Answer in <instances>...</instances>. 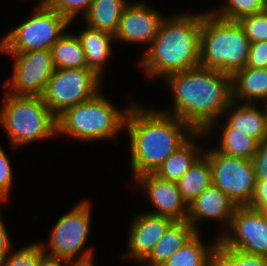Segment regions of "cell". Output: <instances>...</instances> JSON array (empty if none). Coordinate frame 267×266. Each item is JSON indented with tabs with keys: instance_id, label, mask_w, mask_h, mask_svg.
<instances>
[{
	"instance_id": "obj_36",
	"label": "cell",
	"mask_w": 267,
	"mask_h": 266,
	"mask_svg": "<svg viewBox=\"0 0 267 266\" xmlns=\"http://www.w3.org/2000/svg\"><path fill=\"white\" fill-rule=\"evenodd\" d=\"M249 207L267 212V180L256 181L255 193Z\"/></svg>"
},
{
	"instance_id": "obj_11",
	"label": "cell",
	"mask_w": 267,
	"mask_h": 266,
	"mask_svg": "<svg viewBox=\"0 0 267 266\" xmlns=\"http://www.w3.org/2000/svg\"><path fill=\"white\" fill-rule=\"evenodd\" d=\"M15 59L11 81L4 83L14 95L42 96L55 70L50 50L5 52ZM11 89V90H10Z\"/></svg>"
},
{
	"instance_id": "obj_20",
	"label": "cell",
	"mask_w": 267,
	"mask_h": 266,
	"mask_svg": "<svg viewBox=\"0 0 267 266\" xmlns=\"http://www.w3.org/2000/svg\"><path fill=\"white\" fill-rule=\"evenodd\" d=\"M204 134L196 132L184 145L169 155L153 174L160 179L177 182L203 155L192 139Z\"/></svg>"
},
{
	"instance_id": "obj_27",
	"label": "cell",
	"mask_w": 267,
	"mask_h": 266,
	"mask_svg": "<svg viewBox=\"0 0 267 266\" xmlns=\"http://www.w3.org/2000/svg\"><path fill=\"white\" fill-rule=\"evenodd\" d=\"M210 266H267V258L224 247L217 239L210 257Z\"/></svg>"
},
{
	"instance_id": "obj_12",
	"label": "cell",
	"mask_w": 267,
	"mask_h": 266,
	"mask_svg": "<svg viewBox=\"0 0 267 266\" xmlns=\"http://www.w3.org/2000/svg\"><path fill=\"white\" fill-rule=\"evenodd\" d=\"M91 208L87 201L78 203L59 218L52 230L49 255L72 260L85 247L89 236Z\"/></svg>"
},
{
	"instance_id": "obj_4",
	"label": "cell",
	"mask_w": 267,
	"mask_h": 266,
	"mask_svg": "<svg viewBox=\"0 0 267 266\" xmlns=\"http://www.w3.org/2000/svg\"><path fill=\"white\" fill-rule=\"evenodd\" d=\"M250 42L238 21L203 13L199 66L233 75L246 66Z\"/></svg>"
},
{
	"instance_id": "obj_5",
	"label": "cell",
	"mask_w": 267,
	"mask_h": 266,
	"mask_svg": "<svg viewBox=\"0 0 267 266\" xmlns=\"http://www.w3.org/2000/svg\"><path fill=\"white\" fill-rule=\"evenodd\" d=\"M0 123L14 148L57 135V121L42 96L5 93Z\"/></svg>"
},
{
	"instance_id": "obj_9",
	"label": "cell",
	"mask_w": 267,
	"mask_h": 266,
	"mask_svg": "<svg viewBox=\"0 0 267 266\" xmlns=\"http://www.w3.org/2000/svg\"><path fill=\"white\" fill-rule=\"evenodd\" d=\"M212 170V184L225 193L236 206H249L255 193L252 160L230 156L216 150L203 154Z\"/></svg>"
},
{
	"instance_id": "obj_39",
	"label": "cell",
	"mask_w": 267,
	"mask_h": 266,
	"mask_svg": "<svg viewBox=\"0 0 267 266\" xmlns=\"http://www.w3.org/2000/svg\"><path fill=\"white\" fill-rule=\"evenodd\" d=\"M262 5L267 9V0H259Z\"/></svg>"
},
{
	"instance_id": "obj_25",
	"label": "cell",
	"mask_w": 267,
	"mask_h": 266,
	"mask_svg": "<svg viewBox=\"0 0 267 266\" xmlns=\"http://www.w3.org/2000/svg\"><path fill=\"white\" fill-rule=\"evenodd\" d=\"M197 232L180 249L176 250L162 266H210V257L216 245L207 247Z\"/></svg>"
},
{
	"instance_id": "obj_22",
	"label": "cell",
	"mask_w": 267,
	"mask_h": 266,
	"mask_svg": "<svg viewBox=\"0 0 267 266\" xmlns=\"http://www.w3.org/2000/svg\"><path fill=\"white\" fill-rule=\"evenodd\" d=\"M128 4L125 0H94L84 16L86 24L115 36L123 10Z\"/></svg>"
},
{
	"instance_id": "obj_17",
	"label": "cell",
	"mask_w": 267,
	"mask_h": 266,
	"mask_svg": "<svg viewBox=\"0 0 267 266\" xmlns=\"http://www.w3.org/2000/svg\"><path fill=\"white\" fill-rule=\"evenodd\" d=\"M197 231L187 221H174L143 260L146 266H162L171 255L180 249Z\"/></svg>"
},
{
	"instance_id": "obj_19",
	"label": "cell",
	"mask_w": 267,
	"mask_h": 266,
	"mask_svg": "<svg viewBox=\"0 0 267 266\" xmlns=\"http://www.w3.org/2000/svg\"><path fill=\"white\" fill-rule=\"evenodd\" d=\"M235 101H232L224 114L231 111L228 115L227 123L248 136L255 138L259 143L267 139V120L265 112L255 107L253 103H241L238 107H234ZM236 108V109H235ZM230 109V110H229ZM229 110V111H228Z\"/></svg>"
},
{
	"instance_id": "obj_40",
	"label": "cell",
	"mask_w": 267,
	"mask_h": 266,
	"mask_svg": "<svg viewBox=\"0 0 267 266\" xmlns=\"http://www.w3.org/2000/svg\"><path fill=\"white\" fill-rule=\"evenodd\" d=\"M51 0H42L40 4H45L47 5Z\"/></svg>"
},
{
	"instance_id": "obj_28",
	"label": "cell",
	"mask_w": 267,
	"mask_h": 266,
	"mask_svg": "<svg viewBox=\"0 0 267 266\" xmlns=\"http://www.w3.org/2000/svg\"><path fill=\"white\" fill-rule=\"evenodd\" d=\"M265 9L259 0H228L227 5L220 8V11L211 13L224 20L238 21L244 16L260 13Z\"/></svg>"
},
{
	"instance_id": "obj_29",
	"label": "cell",
	"mask_w": 267,
	"mask_h": 266,
	"mask_svg": "<svg viewBox=\"0 0 267 266\" xmlns=\"http://www.w3.org/2000/svg\"><path fill=\"white\" fill-rule=\"evenodd\" d=\"M46 248L44 244L33 243L11 252L4 258L0 266H38L39 260Z\"/></svg>"
},
{
	"instance_id": "obj_35",
	"label": "cell",
	"mask_w": 267,
	"mask_h": 266,
	"mask_svg": "<svg viewBox=\"0 0 267 266\" xmlns=\"http://www.w3.org/2000/svg\"><path fill=\"white\" fill-rule=\"evenodd\" d=\"M247 67L267 68V41L250 43Z\"/></svg>"
},
{
	"instance_id": "obj_2",
	"label": "cell",
	"mask_w": 267,
	"mask_h": 266,
	"mask_svg": "<svg viewBox=\"0 0 267 266\" xmlns=\"http://www.w3.org/2000/svg\"><path fill=\"white\" fill-rule=\"evenodd\" d=\"M126 126L135 178L154 173L169 155L196 133L189 124L169 112L144 109L139 104L129 105Z\"/></svg>"
},
{
	"instance_id": "obj_14",
	"label": "cell",
	"mask_w": 267,
	"mask_h": 266,
	"mask_svg": "<svg viewBox=\"0 0 267 266\" xmlns=\"http://www.w3.org/2000/svg\"><path fill=\"white\" fill-rule=\"evenodd\" d=\"M139 186L149 193V199L156 210L147 213L164 216L173 221H185L188 206L183 201L177 182L160 179L153 173L136 177Z\"/></svg>"
},
{
	"instance_id": "obj_13",
	"label": "cell",
	"mask_w": 267,
	"mask_h": 266,
	"mask_svg": "<svg viewBox=\"0 0 267 266\" xmlns=\"http://www.w3.org/2000/svg\"><path fill=\"white\" fill-rule=\"evenodd\" d=\"M163 15L144 3H130L123 10L114 38L123 42L150 44L156 38Z\"/></svg>"
},
{
	"instance_id": "obj_38",
	"label": "cell",
	"mask_w": 267,
	"mask_h": 266,
	"mask_svg": "<svg viewBox=\"0 0 267 266\" xmlns=\"http://www.w3.org/2000/svg\"><path fill=\"white\" fill-rule=\"evenodd\" d=\"M72 266H94L93 262H87V263H74Z\"/></svg>"
},
{
	"instance_id": "obj_6",
	"label": "cell",
	"mask_w": 267,
	"mask_h": 266,
	"mask_svg": "<svg viewBox=\"0 0 267 266\" xmlns=\"http://www.w3.org/2000/svg\"><path fill=\"white\" fill-rule=\"evenodd\" d=\"M125 109L119 111L99 92L92 99L68 108L56 118L57 135L67 134L82 141L114 138L125 127L129 107Z\"/></svg>"
},
{
	"instance_id": "obj_32",
	"label": "cell",
	"mask_w": 267,
	"mask_h": 266,
	"mask_svg": "<svg viewBox=\"0 0 267 266\" xmlns=\"http://www.w3.org/2000/svg\"><path fill=\"white\" fill-rule=\"evenodd\" d=\"M12 166L10 161L0 147V200L6 201L12 186Z\"/></svg>"
},
{
	"instance_id": "obj_30",
	"label": "cell",
	"mask_w": 267,
	"mask_h": 266,
	"mask_svg": "<svg viewBox=\"0 0 267 266\" xmlns=\"http://www.w3.org/2000/svg\"><path fill=\"white\" fill-rule=\"evenodd\" d=\"M250 43L267 41V9L238 20Z\"/></svg>"
},
{
	"instance_id": "obj_1",
	"label": "cell",
	"mask_w": 267,
	"mask_h": 266,
	"mask_svg": "<svg viewBox=\"0 0 267 266\" xmlns=\"http://www.w3.org/2000/svg\"><path fill=\"white\" fill-rule=\"evenodd\" d=\"M165 79L174 96L172 115L196 132L208 134L233 101L231 75L217 70L198 66L170 74Z\"/></svg>"
},
{
	"instance_id": "obj_33",
	"label": "cell",
	"mask_w": 267,
	"mask_h": 266,
	"mask_svg": "<svg viewBox=\"0 0 267 266\" xmlns=\"http://www.w3.org/2000/svg\"><path fill=\"white\" fill-rule=\"evenodd\" d=\"M81 254L76 261H73L67 258L52 256L44 252L39 260L38 266H65L64 264H67V266H72L74 263L93 262V255H92L93 253L91 249H86Z\"/></svg>"
},
{
	"instance_id": "obj_3",
	"label": "cell",
	"mask_w": 267,
	"mask_h": 266,
	"mask_svg": "<svg viewBox=\"0 0 267 266\" xmlns=\"http://www.w3.org/2000/svg\"><path fill=\"white\" fill-rule=\"evenodd\" d=\"M203 13L181 14L162 20L156 38L141 57L150 77H166L199 66Z\"/></svg>"
},
{
	"instance_id": "obj_24",
	"label": "cell",
	"mask_w": 267,
	"mask_h": 266,
	"mask_svg": "<svg viewBox=\"0 0 267 266\" xmlns=\"http://www.w3.org/2000/svg\"><path fill=\"white\" fill-rule=\"evenodd\" d=\"M55 69L88 68L79 38L64 33L50 49Z\"/></svg>"
},
{
	"instance_id": "obj_23",
	"label": "cell",
	"mask_w": 267,
	"mask_h": 266,
	"mask_svg": "<svg viewBox=\"0 0 267 266\" xmlns=\"http://www.w3.org/2000/svg\"><path fill=\"white\" fill-rule=\"evenodd\" d=\"M211 184V165L204 155L177 181L181 197L187 206Z\"/></svg>"
},
{
	"instance_id": "obj_15",
	"label": "cell",
	"mask_w": 267,
	"mask_h": 266,
	"mask_svg": "<svg viewBox=\"0 0 267 266\" xmlns=\"http://www.w3.org/2000/svg\"><path fill=\"white\" fill-rule=\"evenodd\" d=\"M174 221L168 217L150 213L139 214L132 223L128 239L129 251L122 258H134L142 262L153 250L165 231Z\"/></svg>"
},
{
	"instance_id": "obj_7",
	"label": "cell",
	"mask_w": 267,
	"mask_h": 266,
	"mask_svg": "<svg viewBox=\"0 0 267 266\" xmlns=\"http://www.w3.org/2000/svg\"><path fill=\"white\" fill-rule=\"evenodd\" d=\"M34 14L0 42V52L50 50L71 23L48 5L38 4Z\"/></svg>"
},
{
	"instance_id": "obj_16",
	"label": "cell",
	"mask_w": 267,
	"mask_h": 266,
	"mask_svg": "<svg viewBox=\"0 0 267 266\" xmlns=\"http://www.w3.org/2000/svg\"><path fill=\"white\" fill-rule=\"evenodd\" d=\"M236 207L225 193L211 184L188 205L187 221L197 232V221L202 219L225 221L229 226Z\"/></svg>"
},
{
	"instance_id": "obj_18",
	"label": "cell",
	"mask_w": 267,
	"mask_h": 266,
	"mask_svg": "<svg viewBox=\"0 0 267 266\" xmlns=\"http://www.w3.org/2000/svg\"><path fill=\"white\" fill-rule=\"evenodd\" d=\"M232 100L252 103L255 99H267V68L245 66L232 76ZM248 101V102H246Z\"/></svg>"
},
{
	"instance_id": "obj_31",
	"label": "cell",
	"mask_w": 267,
	"mask_h": 266,
	"mask_svg": "<svg viewBox=\"0 0 267 266\" xmlns=\"http://www.w3.org/2000/svg\"><path fill=\"white\" fill-rule=\"evenodd\" d=\"M93 1L94 0H51L47 5L58 11L71 22L80 11H84L83 14L85 15Z\"/></svg>"
},
{
	"instance_id": "obj_41",
	"label": "cell",
	"mask_w": 267,
	"mask_h": 266,
	"mask_svg": "<svg viewBox=\"0 0 267 266\" xmlns=\"http://www.w3.org/2000/svg\"><path fill=\"white\" fill-rule=\"evenodd\" d=\"M266 107H267V99H266ZM264 112H265V116H266V120H267V109L264 110Z\"/></svg>"
},
{
	"instance_id": "obj_10",
	"label": "cell",
	"mask_w": 267,
	"mask_h": 266,
	"mask_svg": "<svg viewBox=\"0 0 267 266\" xmlns=\"http://www.w3.org/2000/svg\"><path fill=\"white\" fill-rule=\"evenodd\" d=\"M229 227L231 232H225L218 238L224 247L267 258L266 211L237 206Z\"/></svg>"
},
{
	"instance_id": "obj_21",
	"label": "cell",
	"mask_w": 267,
	"mask_h": 266,
	"mask_svg": "<svg viewBox=\"0 0 267 266\" xmlns=\"http://www.w3.org/2000/svg\"><path fill=\"white\" fill-rule=\"evenodd\" d=\"M77 37L85 52L88 68L94 70L101 77L104 64L112 54L110 43L115 39L114 36L87 25V28Z\"/></svg>"
},
{
	"instance_id": "obj_34",
	"label": "cell",
	"mask_w": 267,
	"mask_h": 266,
	"mask_svg": "<svg viewBox=\"0 0 267 266\" xmlns=\"http://www.w3.org/2000/svg\"><path fill=\"white\" fill-rule=\"evenodd\" d=\"M254 167L255 181L267 180V139L262 140L251 159Z\"/></svg>"
},
{
	"instance_id": "obj_8",
	"label": "cell",
	"mask_w": 267,
	"mask_h": 266,
	"mask_svg": "<svg viewBox=\"0 0 267 266\" xmlns=\"http://www.w3.org/2000/svg\"><path fill=\"white\" fill-rule=\"evenodd\" d=\"M101 77L90 68L55 69L42 95L57 118L65 110L95 97Z\"/></svg>"
},
{
	"instance_id": "obj_26",
	"label": "cell",
	"mask_w": 267,
	"mask_h": 266,
	"mask_svg": "<svg viewBox=\"0 0 267 266\" xmlns=\"http://www.w3.org/2000/svg\"><path fill=\"white\" fill-rule=\"evenodd\" d=\"M258 144L255 138L238 132L226 122V125H223L220 148L217 151L251 160L257 151Z\"/></svg>"
},
{
	"instance_id": "obj_37",
	"label": "cell",
	"mask_w": 267,
	"mask_h": 266,
	"mask_svg": "<svg viewBox=\"0 0 267 266\" xmlns=\"http://www.w3.org/2000/svg\"><path fill=\"white\" fill-rule=\"evenodd\" d=\"M2 219L3 218L0 211V264L4 260V258L10 253L12 248V242L5 228V225L3 224L4 222L2 221Z\"/></svg>"
}]
</instances>
